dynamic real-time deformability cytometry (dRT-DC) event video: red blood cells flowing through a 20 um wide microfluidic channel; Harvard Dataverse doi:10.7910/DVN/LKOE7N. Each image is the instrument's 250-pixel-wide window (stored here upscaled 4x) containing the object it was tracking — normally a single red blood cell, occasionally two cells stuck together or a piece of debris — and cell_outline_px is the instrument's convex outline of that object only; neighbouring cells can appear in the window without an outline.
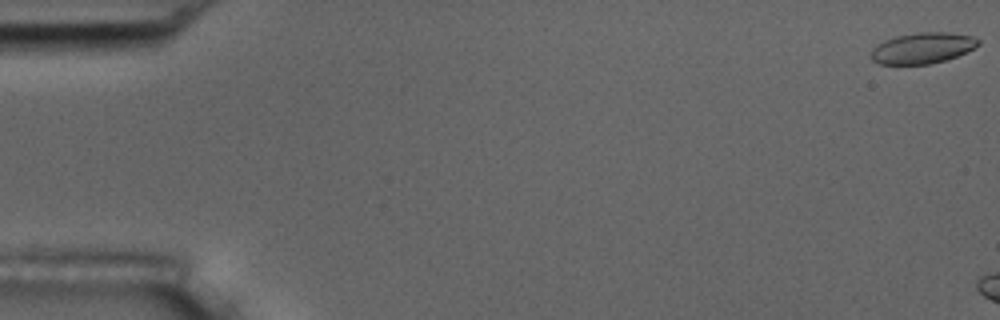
{"species": "common noctule bat (a hibernating species)", "species_latin": "Nyctalus noctula", "temperature_condition": "room temperature", "stored_images_in_passage": 3, "camera_frame_rate_fps": 3000, "um_per_image_px": 0.085, "animal": {"sex": "male", "body_mass_g": 17.5, "forearm_length_mm": 52.3}, "frame": {"image": 1, "passage_image": 1, "time_ms": 0.0, "image_size_px": [1000, 320], "cell_outline_px": [[980, 44], [956, 56], [944, 60], [928, 64], [880, 64], [872, 60], [872, 48], [884, 40], [896, 36], [920, 32], [948, 32], [972, 36], [980, 40]], "centroid_in_image_um": [78.4, 4.08], "position_along_channel_um": 6.6, "area_um2": 19.07}}